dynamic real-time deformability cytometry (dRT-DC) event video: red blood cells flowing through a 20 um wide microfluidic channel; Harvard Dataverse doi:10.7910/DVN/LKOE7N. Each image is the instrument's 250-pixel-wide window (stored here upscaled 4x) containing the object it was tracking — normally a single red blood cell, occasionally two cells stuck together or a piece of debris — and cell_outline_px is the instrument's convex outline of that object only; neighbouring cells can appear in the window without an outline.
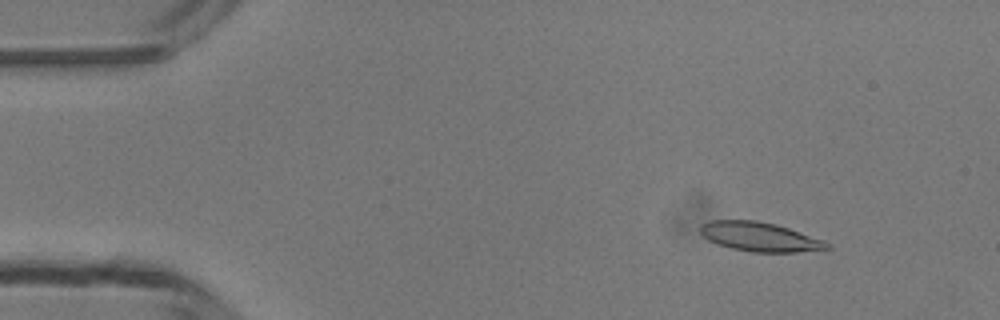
{"species": "common noctule bat (a hibernating species)", "species_latin": "Nyctalus noctula", "temperature_condition": "room temperature", "stored_images_in_passage": 48, "camera_frame_rate_fps": 3000, "um_per_image_px": 0.085, "animal": {"sex": "male", "body_mass_g": 13.3}, "frame": {"image": 1, "passage_image": 5, "time_ms": 1.333, "image_size_px": [1000, 320], "cell_outline_px": [[832, 248], [796, 252], [752, 252], [732, 248], [716, 244], [708, 240], [700, 232], [700, 224], [708, 220], [756, 220], [776, 224], [824, 240], [832, 244]], "centroid_in_image_um": [64.57, 20.12], "position_along_channel_um": 20.4, "area_um2": 21.68}}
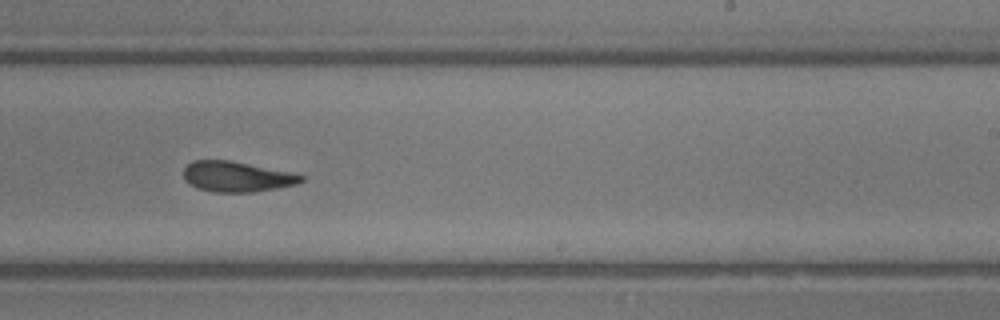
{"frame": {"image": 2, "passage_image": 29, "time_ms": 9.333, "image_size_px": [1000, 320], "cell_outline_px": [[304, 180], [296, 184], [276, 188], [252, 192], [212, 192], [196, 188], [188, 184], [184, 180], [184, 168], [192, 160], [228, 160], [288, 172], [304, 176]], "centroid_in_image_um": [20.05, 15.02], "position_along_channel_um": 268.9, "area_um2": 20.63}}
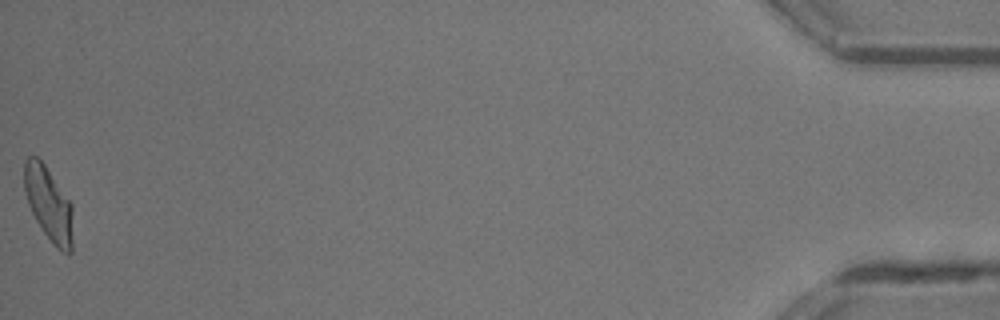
{"frame": {"image": 3, "passage_image": 48, "time_ms": 15.667, "image_size_px": [1000, 320], "cell_outline_px": [[72, 252], [68, 256], [60, 252], [56, 248], [44, 232], [36, 220], [28, 204], [24, 192], [24, 160], [28, 156], [36, 156], [44, 164], [72, 204]], "centroid_in_image_um": [4.14, 17.37], "position_along_channel_um": 431.1, "area_um2": 21.04}, "authors_computed_cell_mechanics": {"area_um2": 21.5016, "velocity_mm_per_s": 4.2072, "shape_relaxation_time_tau1_ms": 3.2869, "shape_relaxation_time_tau2_ms": 2.1557, "deformation_change_tau1": 0.155, "deformation_change_tau2": 0.1131}}